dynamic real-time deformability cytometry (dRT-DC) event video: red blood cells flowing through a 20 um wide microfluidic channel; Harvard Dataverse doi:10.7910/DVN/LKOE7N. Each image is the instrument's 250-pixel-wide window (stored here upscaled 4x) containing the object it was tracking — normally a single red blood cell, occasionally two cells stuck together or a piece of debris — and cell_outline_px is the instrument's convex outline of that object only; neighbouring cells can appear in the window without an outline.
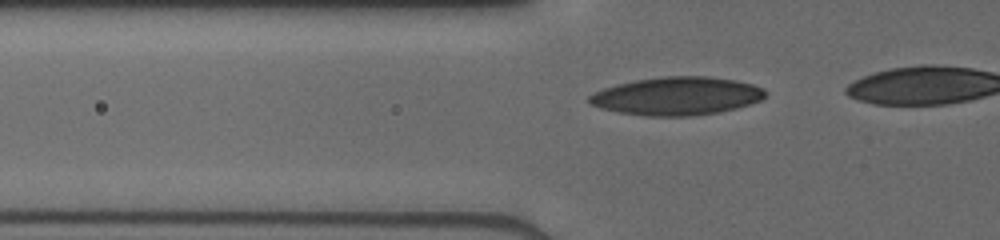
{"species": "human", "species_latin": "Homo sapiens", "temperature_condition": "cold", "stored_images_in_passage": 9, "camera_frame_rate_fps": 3000, "um_per_image_px": 0.085, "donor": {"sex": "male"}, "frame": {"image": 1, "passage_image": 3, "time_ms": 0.667, "image_size_px": [1000, 240], "cell_outline_px": [[768, 96], [760, 100], [736, 108], [720, 112], [688, 116], [644, 116], [620, 112], [600, 108], [592, 104], [588, 100], [588, 96], [604, 88], [616, 84], [636, 80], [664, 76], [708, 76], [736, 80], [752, 84], [760, 88]], "centroid_in_image_um": [57.53, 8.16], "position_along_channel_um": 68.3, "area_um2": 38.96}}
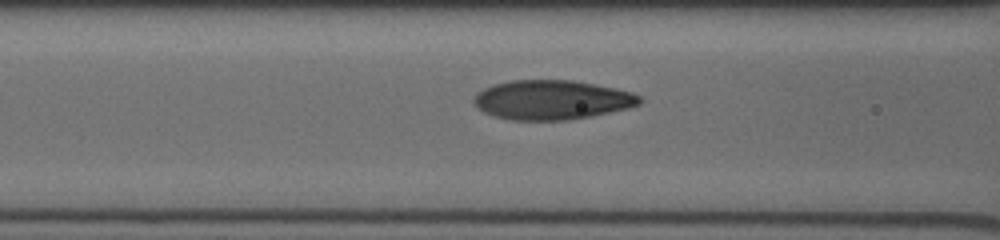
{"frame": {"image": 2, "passage_image": 7, "time_ms": 2.0, "image_size_px": [1000, 240], "cell_outline_px": [[640, 104], [628, 108], [568, 120], [508, 120], [492, 116], [476, 108], [472, 100], [472, 96], [476, 92], [492, 84], [512, 80], [572, 80], [632, 92], [640, 96]], "centroid_in_image_um": [46.81, 8.49], "position_along_channel_um": 119.8, "area_um2": 38.09}}